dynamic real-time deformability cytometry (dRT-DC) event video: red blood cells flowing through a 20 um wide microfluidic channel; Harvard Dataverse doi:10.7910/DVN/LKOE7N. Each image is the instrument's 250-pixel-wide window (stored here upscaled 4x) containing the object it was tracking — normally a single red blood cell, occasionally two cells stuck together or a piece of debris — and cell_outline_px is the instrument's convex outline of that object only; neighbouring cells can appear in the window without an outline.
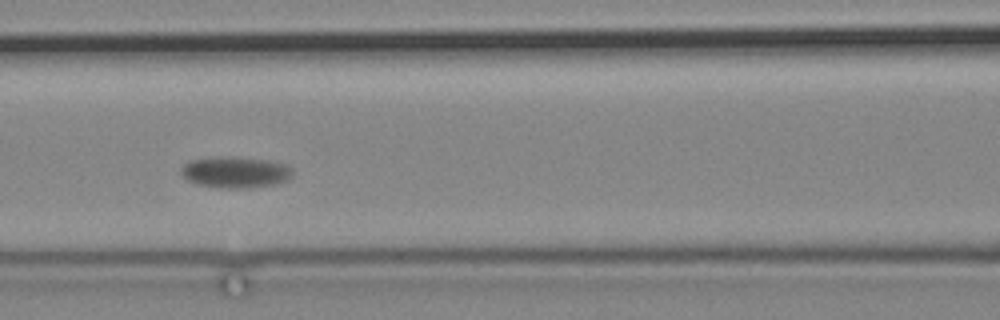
{"species": "common noctule bat (a hibernating species)", "species_latin": "Nyctalus noctula", "temperature_condition": "cold", "stored_images_in_passage": 4, "camera_frame_rate_fps": 3000, "um_per_image_px": 0.085, "animal": {"sex": "male", "body_mass_g": 19.2, "forearm_length_mm": 51.8}, "frame": {"image": 1, "passage_image": 4, "time_ms": 3.333, "image_size_px": [1000, 320], "cell_outline_px": [[292, 176], [288, 180], [272, 184], [248, 188], [220, 188], [196, 184], [188, 180], [180, 172], [180, 168], [188, 160], [220, 156], [232, 156], [268, 160], [288, 164], [292, 168]], "centroid_in_image_um": [20.0, 14.62], "position_along_channel_um": 146.6, "area_um2": 20.58}}